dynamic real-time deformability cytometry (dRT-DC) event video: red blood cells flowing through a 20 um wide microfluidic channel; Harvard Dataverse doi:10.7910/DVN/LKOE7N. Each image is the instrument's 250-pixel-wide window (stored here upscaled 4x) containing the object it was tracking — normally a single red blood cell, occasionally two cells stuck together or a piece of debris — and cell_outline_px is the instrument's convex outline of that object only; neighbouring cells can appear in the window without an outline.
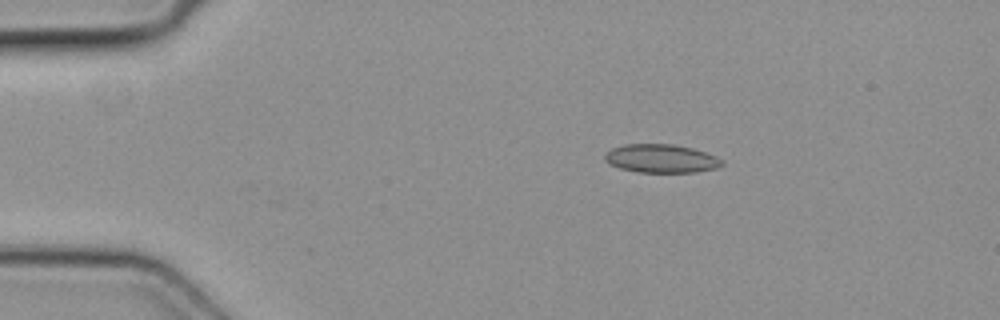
{"species": "common noctule bat (a hibernating species)", "species_latin": "Nyctalus noctula", "temperature_condition": "cold", "stored_images_in_passage": 5, "camera_frame_rate_fps": 3000, "um_per_image_px": 0.085, "animal": {"sex": "female", "body_mass_g": 19.3, "forearm_length_mm": 54.1}, "frame": {"image": 1, "passage_image": 3, "time_ms": 0.667, "image_size_px": [1000, 320], "cell_outline_px": [[724, 164], [716, 168], [692, 172], [636, 172], [620, 168], [608, 164], [604, 160], [604, 156], [612, 148], [624, 144], [672, 144], [692, 148], [716, 156], [724, 160]], "centroid_in_image_um": [56.19, 13.47], "position_along_channel_um": 28.8, "area_um2": 19.42}}